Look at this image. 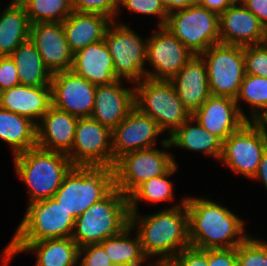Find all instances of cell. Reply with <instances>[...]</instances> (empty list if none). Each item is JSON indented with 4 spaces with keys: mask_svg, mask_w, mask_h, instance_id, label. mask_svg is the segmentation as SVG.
<instances>
[{
    "mask_svg": "<svg viewBox=\"0 0 267 266\" xmlns=\"http://www.w3.org/2000/svg\"><path fill=\"white\" fill-rule=\"evenodd\" d=\"M0 140L13 156L37 146V124L31 119L0 108Z\"/></svg>",
    "mask_w": 267,
    "mask_h": 266,
    "instance_id": "cell-29",
    "label": "cell"
},
{
    "mask_svg": "<svg viewBox=\"0 0 267 266\" xmlns=\"http://www.w3.org/2000/svg\"><path fill=\"white\" fill-rule=\"evenodd\" d=\"M0 254V266H8L11 263L10 261L20 253L16 248L14 240L11 238Z\"/></svg>",
    "mask_w": 267,
    "mask_h": 266,
    "instance_id": "cell-45",
    "label": "cell"
},
{
    "mask_svg": "<svg viewBox=\"0 0 267 266\" xmlns=\"http://www.w3.org/2000/svg\"><path fill=\"white\" fill-rule=\"evenodd\" d=\"M266 149L267 138L250 121H247L223 142L219 162L235 174L250 180L256 174Z\"/></svg>",
    "mask_w": 267,
    "mask_h": 266,
    "instance_id": "cell-13",
    "label": "cell"
},
{
    "mask_svg": "<svg viewBox=\"0 0 267 266\" xmlns=\"http://www.w3.org/2000/svg\"><path fill=\"white\" fill-rule=\"evenodd\" d=\"M252 180H259L260 182H263L262 184H264V187L267 192V149L262 155L261 161L259 162L258 170L254 177L251 179V181Z\"/></svg>",
    "mask_w": 267,
    "mask_h": 266,
    "instance_id": "cell-47",
    "label": "cell"
},
{
    "mask_svg": "<svg viewBox=\"0 0 267 266\" xmlns=\"http://www.w3.org/2000/svg\"><path fill=\"white\" fill-rule=\"evenodd\" d=\"M15 245L21 254L35 253V266H78L80 247L71 237Z\"/></svg>",
    "mask_w": 267,
    "mask_h": 266,
    "instance_id": "cell-27",
    "label": "cell"
},
{
    "mask_svg": "<svg viewBox=\"0 0 267 266\" xmlns=\"http://www.w3.org/2000/svg\"><path fill=\"white\" fill-rule=\"evenodd\" d=\"M52 106L77 118L91 117L97 86L72 70L53 73Z\"/></svg>",
    "mask_w": 267,
    "mask_h": 266,
    "instance_id": "cell-15",
    "label": "cell"
},
{
    "mask_svg": "<svg viewBox=\"0 0 267 266\" xmlns=\"http://www.w3.org/2000/svg\"><path fill=\"white\" fill-rule=\"evenodd\" d=\"M245 74L267 78V46L264 43L244 46Z\"/></svg>",
    "mask_w": 267,
    "mask_h": 266,
    "instance_id": "cell-37",
    "label": "cell"
},
{
    "mask_svg": "<svg viewBox=\"0 0 267 266\" xmlns=\"http://www.w3.org/2000/svg\"><path fill=\"white\" fill-rule=\"evenodd\" d=\"M161 1L167 13L169 14L179 9H184L190 6H194L197 4L198 0H161Z\"/></svg>",
    "mask_w": 267,
    "mask_h": 266,
    "instance_id": "cell-46",
    "label": "cell"
},
{
    "mask_svg": "<svg viewBox=\"0 0 267 266\" xmlns=\"http://www.w3.org/2000/svg\"><path fill=\"white\" fill-rule=\"evenodd\" d=\"M186 206L189 240L194 248H236L250 235L245 228L246 220L208 197L188 196Z\"/></svg>",
    "mask_w": 267,
    "mask_h": 266,
    "instance_id": "cell-2",
    "label": "cell"
},
{
    "mask_svg": "<svg viewBox=\"0 0 267 266\" xmlns=\"http://www.w3.org/2000/svg\"><path fill=\"white\" fill-rule=\"evenodd\" d=\"M79 118L51 106L37 124V146L68 154L73 147Z\"/></svg>",
    "mask_w": 267,
    "mask_h": 266,
    "instance_id": "cell-21",
    "label": "cell"
},
{
    "mask_svg": "<svg viewBox=\"0 0 267 266\" xmlns=\"http://www.w3.org/2000/svg\"><path fill=\"white\" fill-rule=\"evenodd\" d=\"M173 260L179 266H209L208 249L202 250L189 246L183 249Z\"/></svg>",
    "mask_w": 267,
    "mask_h": 266,
    "instance_id": "cell-40",
    "label": "cell"
},
{
    "mask_svg": "<svg viewBox=\"0 0 267 266\" xmlns=\"http://www.w3.org/2000/svg\"><path fill=\"white\" fill-rule=\"evenodd\" d=\"M159 143L165 150L178 147L196 153L199 151L216 161H220L223 151V141L204 129L193 116L168 138H162Z\"/></svg>",
    "mask_w": 267,
    "mask_h": 266,
    "instance_id": "cell-25",
    "label": "cell"
},
{
    "mask_svg": "<svg viewBox=\"0 0 267 266\" xmlns=\"http://www.w3.org/2000/svg\"><path fill=\"white\" fill-rule=\"evenodd\" d=\"M170 81L192 114L211 96L206 64L200 55H194Z\"/></svg>",
    "mask_w": 267,
    "mask_h": 266,
    "instance_id": "cell-22",
    "label": "cell"
},
{
    "mask_svg": "<svg viewBox=\"0 0 267 266\" xmlns=\"http://www.w3.org/2000/svg\"><path fill=\"white\" fill-rule=\"evenodd\" d=\"M114 188L113 168L73 166L53 198L76 219Z\"/></svg>",
    "mask_w": 267,
    "mask_h": 266,
    "instance_id": "cell-5",
    "label": "cell"
},
{
    "mask_svg": "<svg viewBox=\"0 0 267 266\" xmlns=\"http://www.w3.org/2000/svg\"><path fill=\"white\" fill-rule=\"evenodd\" d=\"M200 56L206 64L210 94L235 99L245 76L244 46L219 43Z\"/></svg>",
    "mask_w": 267,
    "mask_h": 266,
    "instance_id": "cell-10",
    "label": "cell"
},
{
    "mask_svg": "<svg viewBox=\"0 0 267 266\" xmlns=\"http://www.w3.org/2000/svg\"><path fill=\"white\" fill-rule=\"evenodd\" d=\"M209 266H238L236 248L208 249Z\"/></svg>",
    "mask_w": 267,
    "mask_h": 266,
    "instance_id": "cell-42",
    "label": "cell"
},
{
    "mask_svg": "<svg viewBox=\"0 0 267 266\" xmlns=\"http://www.w3.org/2000/svg\"><path fill=\"white\" fill-rule=\"evenodd\" d=\"M147 266H165V260L159 262L150 261Z\"/></svg>",
    "mask_w": 267,
    "mask_h": 266,
    "instance_id": "cell-49",
    "label": "cell"
},
{
    "mask_svg": "<svg viewBox=\"0 0 267 266\" xmlns=\"http://www.w3.org/2000/svg\"><path fill=\"white\" fill-rule=\"evenodd\" d=\"M112 20L99 13L73 11L63 22V30L69 48L74 54L88 45L104 40Z\"/></svg>",
    "mask_w": 267,
    "mask_h": 266,
    "instance_id": "cell-26",
    "label": "cell"
},
{
    "mask_svg": "<svg viewBox=\"0 0 267 266\" xmlns=\"http://www.w3.org/2000/svg\"><path fill=\"white\" fill-rule=\"evenodd\" d=\"M126 80L97 86L91 117L113 130L135 107V86L125 88ZM124 86V87H123Z\"/></svg>",
    "mask_w": 267,
    "mask_h": 266,
    "instance_id": "cell-19",
    "label": "cell"
},
{
    "mask_svg": "<svg viewBox=\"0 0 267 266\" xmlns=\"http://www.w3.org/2000/svg\"><path fill=\"white\" fill-rule=\"evenodd\" d=\"M20 85L15 62L10 56H0V90Z\"/></svg>",
    "mask_w": 267,
    "mask_h": 266,
    "instance_id": "cell-41",
    "label": "cell"
},
{
    "mask_svg": "<svg viewBox=\"0 0 267 266\" xmlns=\"http://www.w3.org/2000/svg\"><path fill=\"white\" fill-rule=\"evenodd\" d=\"M171 152L156 147L137 150L120 157L113 167L115 188L129 196L143 182L165 174L174 164Z\"/></svg>",
    "mask_w": 267,
    "mask_h": 266,
    "instance_id": "cell-11",
    "label": "cell"
},
{
    "mask_svg": "<svg viewBox=\"0 0 267 266\" xmlns=\"http://www.w3.org/2000/svg\"><path fill=\"white\" fill-rule=\"evenodd\" d=\"M104 40L119 80L135 84L146 78L147 38H142L124 22L112 21Z\"/></svg>",
    "mask_w": 267,
    "mask_h": 266,
    "instance_id": "cell-8",
    "label": "cell"
},
{
    "mask_svg": "<svg viewBox=\"0 0 267 266\" xmlns=\"http://www.w3.org/2000/svg\"><path fill=\"white\" fill-rule=\"evenodd\" d=\"M194 55L219 44V15L198 4L168 14L164 25Z\"/></svg>",
    "mask_w": 267,
    "mask_h": 266,
    "instance_id": "cell-9",
    "label": "cell"
},
{
    "mask_svg": "<svg viewBox=\"0 0 267 266\" xmlns=\"http://www.w3.org/2000/svg\"><path fill=\"white\" fill-rule=\"evenodd\" d=\"M235 3L234 0H198L197 4L201 7L218 14L219 16L231 5Z\"/></svg>",
    "mask_w": 267,
    "mask_h": 266,
    "instance_id": "cell-44",
    "label": "cell"
},
{
    "mask_svg": "<svg viewBox=\"0 0 267 266\" xmlns=\"http://www.w3.org/2000/svg\"><path fill=\"white\" fill-rule=\"evenodd\" d=\"M13 158L14 172L28 188V203L53 197L74 166L67 154L38 146Z\"/></svg>",
    "mask_w": 267,
    "mask_h": 266,
    "instance_id": "cell-3",
    "label": "cell"
},
{
    "mask_svg": "<svg viewBox=\"0 0 267 266\" xmlns=\"http://www.w3.org/2000/svg\"><path fill=\"white\" fill-rule=\"evenodd\" d=\"M78 266H114L100 243L80 247Z\"/></svg>",
    "mask_w": 267,
    "mask_h": 266,
    "instance_id": "cell-39",
    "label": "cell"
},
{
    "mask_svg": "<svg viewBox=\"0 0 267 266\" xmlns=\"http://www.w3.org/2000/svg\"><path fill=\"white\" fill-rule=\"evenodd\" d=\"M134 86L135 106L157 123L166 138L192 116L170 80L144 78Z\"/></svg>",
    "mask_w": 267,
    "mask_h": 266,
    "instance_id": "cell-6",
    "label": "cell"
},
{
    "mask_svg": "<svg viewBox=\"0 0 267 266\" xmlns=\"http://www.w3.org/2000/svg\"><path fill=\"white\" fill-rule=\"evenodd\" d=\"M67 156L74 166L113 168L112 130L92 117L79 118Z\"/></svg>",
    "mask_w": 267,
    "mask_h": 266,
    "instance_id": "cell-12",
    "label": "cell"
},
{
    "mask_svg": "<svg viewBox=\"0 0 267 266\" xmlns=\"http://www.w3.org/2000/svg\"><path fill=\"white\" fill-rule=\"evenodd\" d=\"M134 231L129 224L120 233L100 243L114 266H142L150 262L143 253L137 232ZM132 233H135L134 238Z\"/></svg>",
    "mask_w": 267,
    "mask_h": 266,
    "instance_id": "cell-31",
    "label": "cell"
},
{
    "mask_svg": "<svg viewBox=\"0 0 267 266\" xmlns=\"http://www.w3.org/2000/svg\"><path fill=\"white\" fill-rule=\"evenodd\" d=\"M71 1L73 10L76 12L99 13L109 17L112 21H115L117 19L121 10L119 8V0H71Z\"/></svg>",
    "mask_w": 267,
    "mask_h": 266,
    "instance_id": "cell-38",
    "label": "cell"
},
{
    "mask_svg": "<svg viewBox=\"0 0 267 266\" xmlns=\"http://www.w3.org/2000/svg\"><path fill=\"white\" fill-rule=\"evenodd\" d=\"M29 38L52 74L72 69L74 54L69 48L62 22L33 23Z\"/></svg>",
    "mask_w": 267,
    "mask_h": 266,
    "instance_id": "cell-17",
    "label": "cell"
},
{
    "mask_svg": "<svg viewBox=\"0 0 267 266\" xmlns=\"http://www.w3.org/2000/svg\"><path fill=\"white\" fill-rule=\"evenodd\" d=\"M235 100L242 116L247 121H251L262 110L267 108V78L245 74L239 94ZM242 101L244 104L247 103L251 111L248 114H251V116L244 112L240 105Z\"/></svg>",
    "mask_w": 267,
    "mask_h": 266,
    "instance_id": "cell-33",
    "label": "cell"
},
{
    "mask_svg": "<svg viewBox=\"0 0 267 266\" xmlns=\"http://www.w3.org/2000/svg\"><path fill=\"white\" fill-rule=\"evenodd\" d=\"M192 116L204 129L223 142L247 122L240 113L236 100L228 96L211 95Z\"/></svg>",
    "mask_w": 267,
    "mask_h": 266,
    "instance_id": "cell-18",
    "label": "cell"
},
{
    "mask_svg": "<svg viewBox=\"0 0 267 266\" xmlns=\"http://www.w3.org/2000/svg\"><path fill=\"white\" fill-rule=\"evenodd\" d=\"M241 3L267 26V0H242Z\"/></svg>",
    "mask_w": 267,
    "mask_h": 266,
    "instance_id": "cell-43",
    "label": "cell"
},
{
    "mask_svg": "<svg viewBox=\"0 0 267 266\" xmlns=\"http://www.w3.org/2000/svg\"><path fill=\"white\" fill-rule=\"evenodd\" d=\"M1 104H2V90H0V108H1Z\"/></svg>",
    "mask_w": 267,
    "mask_h": 266,
    "instance_id": "cell-52",
    "label": "cell"
},
{
    "mask_svg": "<svg viewBox=\"0 0 267 266\" xmlns=\"http://www.w3.org/2000/svg\"><path fill=\"white\" fill-rule=\"evenodd\" d=\"M263 43L267 46V26L265 27L264 41Z\"/></svg>",
    "mask_w": 267,
    "mask_h": 266,
    "instance_id": "cell-51",
    "label": "cell"
},
{
    "mask_svg": "<svg viewBox=\"0 0 267 266\" xmlns=\"http://www.w3.org/2000/svg\"><path fill=\"white\" fill-rule=\"evenodd\" d=\"M71 70L96 86L119 80L115 75L113 60L105 40L74 53Z\"/></svg>",
    "mask_w": 267,
    "mask_h": 266,
    "instance_id": "cell-23",
    "label": "cell"
},
{
    "mask_svg": "<svg viewBox=\"0 0 267 266\" xmlns=\"http://www.w3.org/2000/svg\"><path fill=\"white\" fill-rule=\"evenodd\" d=\"M160 134L157 123L135 106L112 130L113 167L127 153L156 147Z\"/></svg>",
    "mask_w": 267,
    "mask_h": 266,
    "instance_id": "cell-16",
    "label": "cell"
},
{
    "mask_svg": "<svg viewBox=\"0 0 267 266\" xmlns=\"http://www.w3.org/2000/svg\"><path fill=\"white\" fill-rule=\"evenodd\" d=\"M267 138V108L250 121Z\"/></svg>",
    "mask_w": 267,
    "mask_h": 266,
    "instance_id": "cell-48",
    "label": "cell"
},
{
    "mask_svg": "<svg viewBox=\"0 0 267 266\" xmlns=\"http://www.w3.org/2000/svg\"><path fill=\"white\" fill-rule=\"evenodd\" d=\"M10 57L15 62L20 85L50 86L53 74L30 38L22 42Z\"/></svg>",
    "mask_w": 267,
    "mask_h": 266,
    "instance_id": "cell-30",
    "label": "cell"
},
{
    "mask_svg": "<svg viewBox=\"0 0 267 266\" xmlns=\"http://www.w3.org/2000/svg\"><path fill=\"white\" fill-rule=\"evenodd\" d=\"M0 13V56H10L29 39L30 22L25 7L18 0L11 2Z\"/></svg>",
    "mask_w": 267,
    "mask_h": 266,
    "instance_id": "cell-28",
    "label": "cell"
},
{
    "mask_svg": "<svg viewBox=\"0 0 267 266\" xmlns=\"http://www.w3.org/2000/svg\"><path fill=\"white\" fill-rule=\"evenodd\" d=\"M178 170V164H174L165 174L153 177L140 184L129 196V212H139V202L145 201L153 204L173 202L174 183L170 180ZM170 177V178H169Z\"/></svg>",
    "mask_w": 267,
    "mask_h": 266,
    "instance_id": "cell-32",
    "label": "cell"
},
{
    "mask_svg": "<svg viewBox=\"0 0 267 266\" xmlns=\"http://www.w3.org/2000/svg\"><path fill=\"white\" fill-rule=\"evenodd\" d=\"M52 106L50 86L17 85L2 91L1 108L38 124Z\"/></svg>",
    "mask_w": 267,
    "mask_h": 266,
    "instance_id": "cell-24",
    "label": "cell"
},
{
    "mask_svg": "<svg viewBox=\"0 0 267 266\" xmlns=\"http://www.w3.org/2000/svg\"><path fill=\"white\" fill-rule=\"evenodd\" d=\"M120 7L132 14L158 17V26H164L167 21L168 13L161 0H119Z\"/></svg>",
    "mask_w": 267,
    "mask_h": 266,
    "instance_id": "cell-36",
    "label": "cell"
},
{
    "mask_svg": "<svg viewBox=\"0 0 267 266\" xmlns=\"http://www.w3.org/2000/svg\"><path fill=\"white\" fill-rule=\"evenodd\" d=\"M130 225L137 232L149 261L173 260L191 246L186 196L153 214L142 216L139 212H130Z\"/></svg>",
    "mask_w": 267,
    "mask_h": 266,
    "instance_id": "cell-1",
    "label": "cell"
},
{
    "mask_svg": "<svg viewBox=\"0 0 267 266\" xmlns=\"http://www.w3.org/2000/svg\"><path fill=\"white\" fill-rule=\"evenodd\" d=\"M165 266H179L174 260H165Z\"/></svg>",
    "mask_w": 267,
    "mask_h": 266,
    "instance_id": "cell-50",
    "label": "cell"
},
{
    "mask_svg": "<svg viewBox=\"0 0 267 266\" xmlns=\"http://www.w3.org/2000/svg\"><path fill=\"white\" fill-rule=\"evenodd\" d=\"M24 7L30 24L63 22L74 10L71 0H18Z\"/></svg>",
    "mask_w": 267,
    "mask_h": 266,
    "instance_id": "cell-34",
    "label": "cell"
},
{
    "mask_svg": "<svg viewBox=\"0 0 267 266\" xmlns=\"http://www.w3.org/2000/svg\"><path fill=\"white\" fill-rule=\"evenodd\" d=\"M220 42L254 45L264 41L265 27L241 2H235L219 16Z\"/></svg>",
    "mask_w": 267,
    "mask_h": 266,
    "instance_id": "cell-20",
    "label": "cell"
},
{
    "mask_svg": "<svg viewBox=\"0 0 267 266\" xmlns=\"http://www.w3.org/2000/svg\"><path fill=\"white\" fill-rule=\"evenodd\" d=\"M24 213L12 237L15 243L72 236L76 219L53 197L27 203Z\"/></svg>",
    "mask_w": 267,
    "mask_h": 266,
    "instance_id": "cell-7",
    "label": "cell"
},
{
    "mask_svg": "<svg viewBox=\"0 0 267 266\" xmlns=\"http://www.w3.org/2000/svg\"><path fill=\"white\" fill-rule=\"evenodd\" d=\"M194 54L165 26L147 36L146 78L171 80ZM151 69V70H150Z\"/></svg>",
    "mask_w": 267,
    "mask_h": 266,
    "instance_id": "cell-14",
    "label": "cell"
},
{
    "mask_svg": "<svg viewBox=\"0 0 267 266\" xmlns=\"http://www.w3.org/2000/svg\"><path fill=\"white\" fill-rule=\"evenodd\" d=\"M238 266H267V241L249 235L236 247Z\"/></svg>",
    "mask_w": 267,
    "mask_h": 266,
    "instance_id": "cell-35",
    "label": "cell"
},
{
    "mask_svg": "<svg viewBox=\"0 0 267 266\" xmlns=\"http://www.w3.org/2000/svg\"><path fill=\"white\" fill-rule=\"evenodd\" d=\"M130 224L128 197L114 188L75 220L71 238L79 247L101 243Z\"/></svg>",
    "mask_w": 267,
    "mask_h": 266,
    "instance_id": "cell-4",
    "label": "cell"
}]
</instances>
